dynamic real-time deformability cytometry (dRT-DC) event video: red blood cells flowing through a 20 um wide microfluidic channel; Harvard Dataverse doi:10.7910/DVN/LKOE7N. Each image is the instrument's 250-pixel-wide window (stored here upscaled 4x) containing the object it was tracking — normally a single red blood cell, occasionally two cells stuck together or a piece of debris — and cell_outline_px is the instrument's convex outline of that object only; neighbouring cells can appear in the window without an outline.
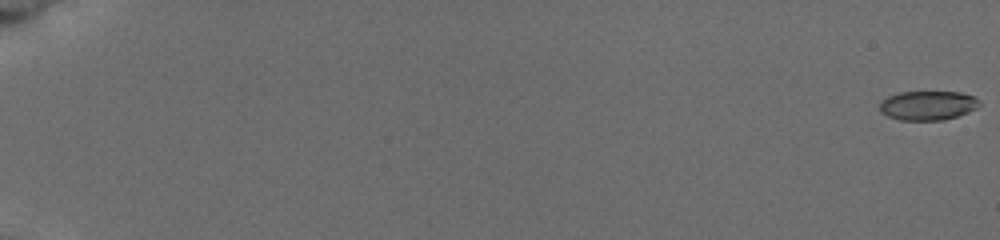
{"species": "common noctule bat (a hibernating species)", "species_latin": "Nyctalus noctula", "temperature_condition": "cold", "stored_images_in_passage": 10, "camera_frame_rate_fps": 3000, "um_per_image_px": 0.085, "animal": {"sex": "female", "body_mass_g": 19.5, "forearm_length_mm": 54.1}, "frame": {"image": 1, "passage_image": 1, "time_ms": 0.0, "image_size_px": [1000, 240], "cell_outline_px": [[980, 104], [976, 108], [968, 112], [944, 120], [900, 120], [888, 116], [880, 112], [880, 100], [888, 96], [900, 92], [960, 92], [972, 96], [980, 100]], "centroid_in_image_um": [78.84, 8.96], "position_along_channel_um": 6.2, "area_um2": 16.99}}
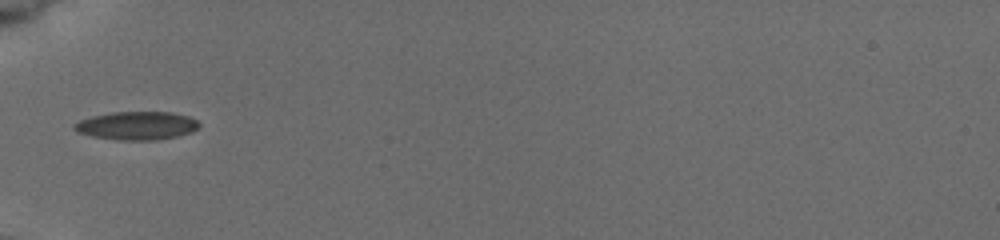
{"frame": {"image": 2, "passage_image": 9, "time_ms": 7.333, "image_size_px": [1000, 240], "cell_outline_px": [[200, 128], [192, 132], [180, 136], [156, 140], [116, 140], [92, 136], [76, 132], [72, 128], [72, 124], [80, 120], [92, 116], [112, 112], [172, 112], [188, 116], [196, 120], [200, 124]], "centroid_in_image_um": [11.63, 10.69], "position_along_channel_um": 73.4, "area_um2": 20.87}}
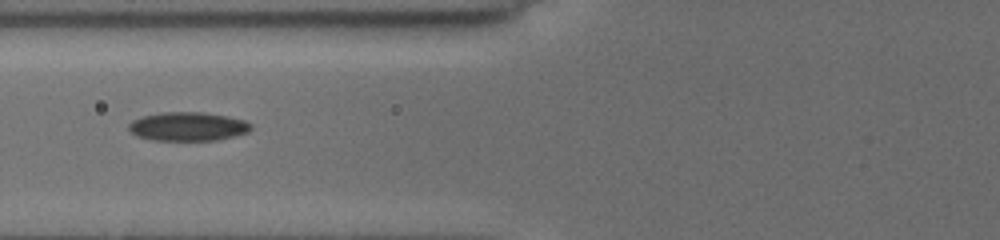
{"frame": {"image": 3, "passage_image": 10, "time_ms": 8.333, "image_size_px": [1000, 240], "cell_outline_px": [[252, 128], [248, 132], [216, 140], [152, 140], [136, 136], [128, 128], [128, 124], [132, 120], [144, 116], [164, 112], [200, 112], [228, 116], [244, 120], [252, 124]], "centroid_in_image_um": [15.96, 10.75], "position_along_channel_um": 109.8, "area_um2": 20.4}}